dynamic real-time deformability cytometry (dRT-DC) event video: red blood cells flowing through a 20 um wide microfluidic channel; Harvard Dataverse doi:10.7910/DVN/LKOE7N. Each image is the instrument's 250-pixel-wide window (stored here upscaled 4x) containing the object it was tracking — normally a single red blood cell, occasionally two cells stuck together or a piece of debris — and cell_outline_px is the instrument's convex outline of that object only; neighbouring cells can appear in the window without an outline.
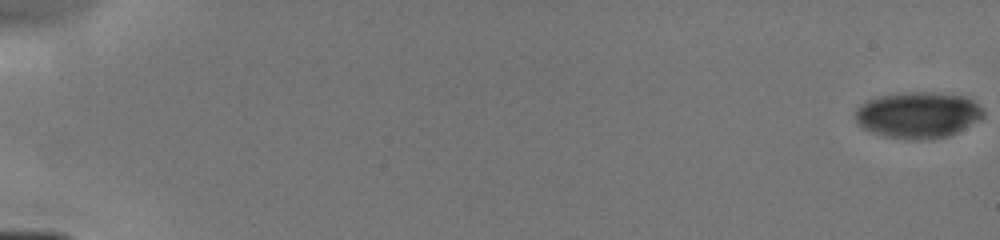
{"species": "human", "species_latin": "Homo sapiens", "temperature_condition": "cold", "stored_images_in_passage": 28, "camera_frame_rate_fps": 3000, "um_per_image_px": 0.085, "donor": {"sex": "male"}, "frame": {"image": 1, "passage_image": 1, "time_ms": 0.0, "image_size_px": [1000, 240], "cell_outline_px": [[984, 116], [980, 120], [948, 136], [932, 140], [908, 140], [884, 136], [872, 132], [856, 124], [856, 108], [860, 104], [868, 100], [880, 96], [904, 92], [936, 92], [968, 96], [984, 108]], "centroid_in_image_um": [78.06, 9.77], "position_along_channel_um": 6.9, "area_um2": 35.03}}
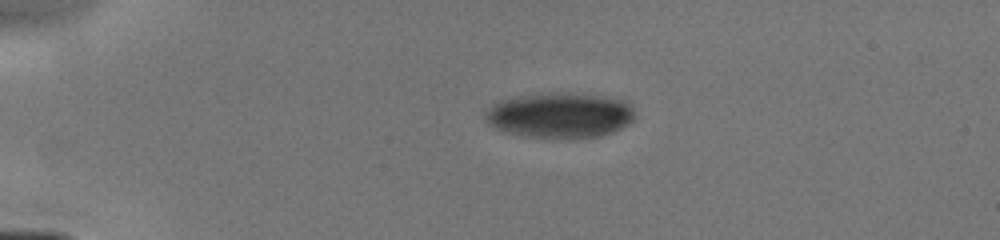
{"frame": {"image": 2, "passage_image": 20, "time_ms": 4.0, "image_size_px": [1000, 240], "cell_outline_px": [[636, 116], [628, 124], [612, 132], [596, 136], [532, 136], [508, 132], [496, 128], [488, 124], [484, 112], [492, 104], [500, 100], [524, 96], [552, 92], [568, 92], [604, 96], [624, 100], [632, 108]], "centroid_in_image_um": [47.6, 9.75], "position_along_channel_um": 37.4, "area_um2": 38.67}}